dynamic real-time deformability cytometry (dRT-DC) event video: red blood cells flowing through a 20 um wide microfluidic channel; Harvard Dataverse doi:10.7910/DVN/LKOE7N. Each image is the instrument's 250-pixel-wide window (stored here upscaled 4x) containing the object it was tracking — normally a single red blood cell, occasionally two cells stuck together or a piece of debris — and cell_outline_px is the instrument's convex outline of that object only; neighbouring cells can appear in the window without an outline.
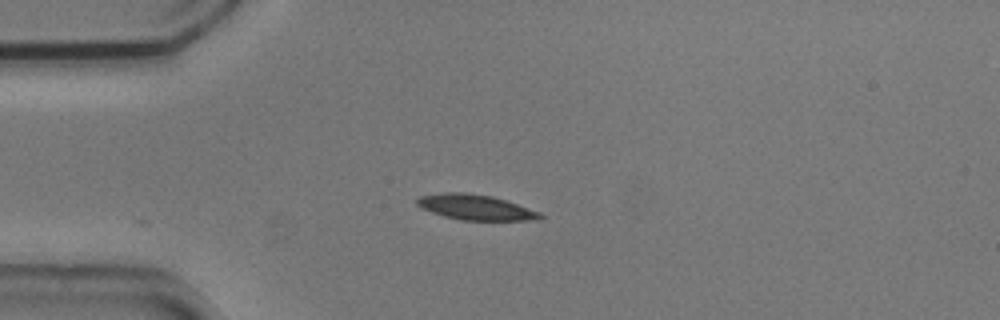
{"species": "common noctule bat (a hibernating species)", "species_latin": "Nyctalus noctula", "temperature_condition": "cold", "stored_images_in_passage": 42, "camera_frame_rate_fps": 3000, "um_per_image_px": 0.085, "animal": {"sex": "male", "body_mass_g": 20.5, "forearm_length_mm": 52.5}, "frame": {"image": 1, "passage_image": 1, "time_ms": 0.0, "image_size_px": [1000, 320], "cell_outline_px": [[544, 216], [540, 220], [460, 220], [444, 216], [420, 208], [416, 204], [416, 200], [420, 196], [444, 192], [464, 192], [492, 196], [540, 212]], "centroid_in_image_um": [40.4, 17.62], "position_along_channel_um": 44.6, "area_um2": 18.09}}
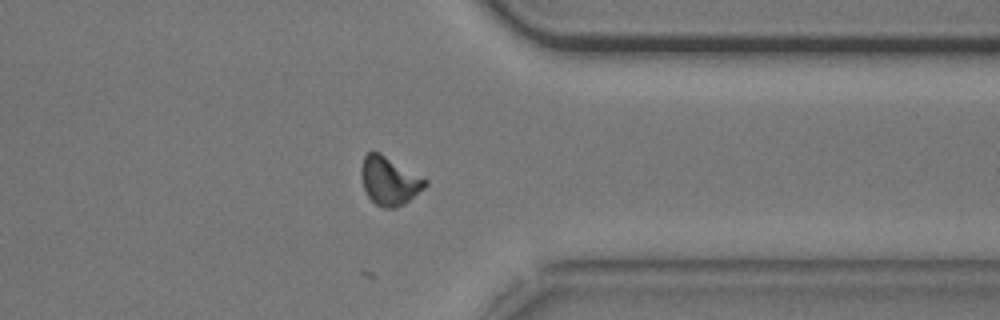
{"frame": {"image": 2, "passage_image": 30, "time_ms": 9.667, "image_size_px": [1000, 320], "cell_outline_px": [[428, 184], [424, 188], [404, 204], [396, 208], [384, 208], [376, 204], [368, 196], [364, 188], [360, 176], [360, 168], [364, 156], [368, 152], [380, 152], [428, 180]], "centroid_in_image_um": [33.08, 15.37], "position_along_channel_um": 378.3, "area_um2": 18.03}}
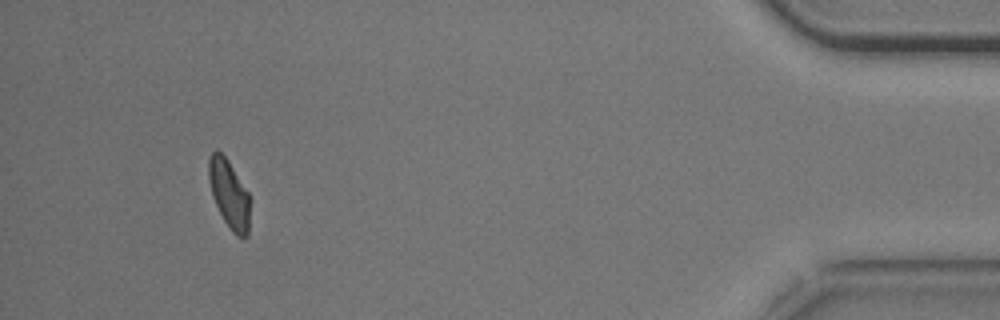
{"frame": {"image": 3, "passage_image": 38, "time_ms": 12.333, "image_size_px": [1000, 320], "cell_outline_px": [[252, 200], [248, 236], [244, 240], [236, 236], [232, 232], [224, 220], [212, 196], [208, 180], [208, 156], [216, 148], [228, 160], [248, 192]], "centroid_in_image_um": [19.51, 16.53], "position_along_channel_um": 415.7, "area_um2": 16.99}, "authors_computed_cell_mechanics": {"area_um2": 17.8313, "velocity_mm_per_s": 3.7032, "shape_relaxation_time_tau1_ms": null, "shape_relaxation_time_tau2_ms": 7.5694, "deformation_change_tau1": null, "deformation_change_tau2": 0.1088}}